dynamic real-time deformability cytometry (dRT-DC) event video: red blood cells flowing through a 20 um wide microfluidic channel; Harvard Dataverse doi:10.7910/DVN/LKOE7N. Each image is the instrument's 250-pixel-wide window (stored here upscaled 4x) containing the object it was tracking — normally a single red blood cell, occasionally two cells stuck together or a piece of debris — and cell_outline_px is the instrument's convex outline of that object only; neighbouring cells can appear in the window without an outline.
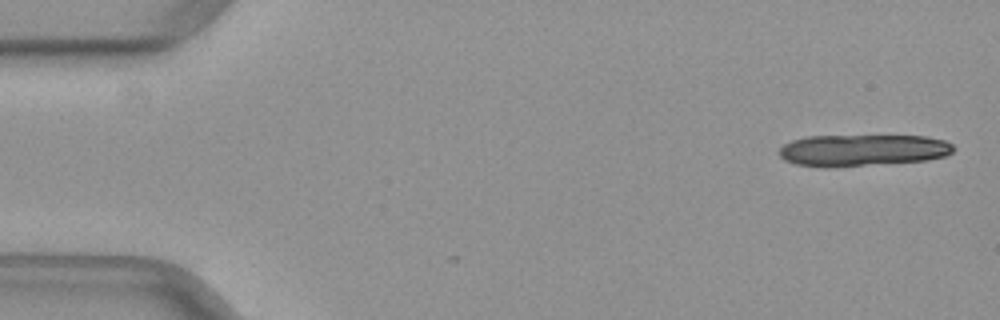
{"species": "common noctule bat (a hibernating species)", "species_latin": "Nyctalus noctula", "temperature_condition": "warm", "stored_images_in_passage": 12, "camera_frame_rate_fps": 3000, "um_per_image_px": 0.085, "animal": {"sex": "female", "body_mass_g": 29.2, "forearm_length_mm": 56.3}, "frame": {"image": 1, "passage_image": 1, "time_ms": 0.0, "image_size_px": [1000, 320], "cell_outline_px": [[952, 152], [944, 156], [928, 160], [864, 164], [796, 164], [784, 160], [780, 156], [780, 148], [784, 144], [792, 140], [808, 136], [924, 136], [944, 140], [952, 144]], "centroid_in_image_um": [73.37, 12.72], "position_along_channel_um": 11.6, "area_um2": 30.75}}